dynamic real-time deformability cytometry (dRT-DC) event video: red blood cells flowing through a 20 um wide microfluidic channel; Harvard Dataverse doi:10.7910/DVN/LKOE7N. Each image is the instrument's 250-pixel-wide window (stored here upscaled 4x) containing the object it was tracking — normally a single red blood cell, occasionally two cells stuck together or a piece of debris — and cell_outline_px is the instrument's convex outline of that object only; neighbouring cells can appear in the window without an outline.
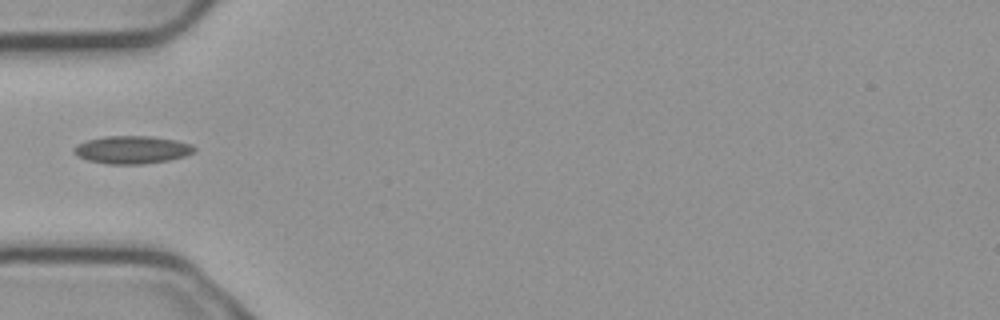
{"species": "common noctule bat (a hibernating species)", "species_latin": "Nyctalus noctula", "temperature_condition": "cold", "stored_images_in_passage": 4, "camera_frame_rate_fps": 3000, "um_per_image_px": 0.085, "animal": {"sex": "male", "body_mass_g": 23.1, "forearm_length_mm": 52.7}, "frame": {"image": 1, "passage_image": 3, "time_ms": 0.667, "image_size_px": [1000, 320], "cell_outline_px": [[196, 148], [192, 152], [184, 156], [168, 160], [144, 164], [108, 164], [88, 160], [72, 152], [72, 148], [76, 144], [88, 140], [104, 136], [152, 136], [176, 140], [192, 144]], "centroid_in_image_um": [11.21, 12.72], "position_along_channel_um": 73.8, "area_um2": 19.48}}
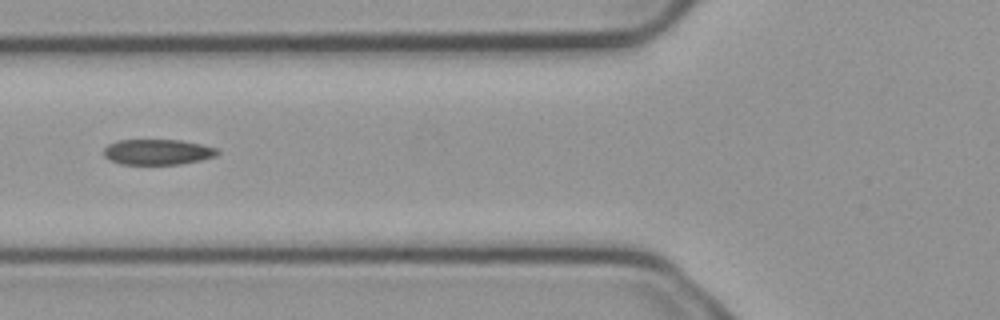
{"frame": {"image": 2, "passage_image": 4, "time_ms": 1.0, "image_size_px": [1000, 320], "cell_outline_px": [[220, 152], [216, 156], [200, 160], [180, 164], [120, 164], [104, 156], [104, 148], [108, 144], [120, 140], [180, 140], [200, 144], [216, 148]], "centroid_in_image_um": [13.4, 12.92], "position_along_channel_um": 112.4, "area_um2": 16.76}}